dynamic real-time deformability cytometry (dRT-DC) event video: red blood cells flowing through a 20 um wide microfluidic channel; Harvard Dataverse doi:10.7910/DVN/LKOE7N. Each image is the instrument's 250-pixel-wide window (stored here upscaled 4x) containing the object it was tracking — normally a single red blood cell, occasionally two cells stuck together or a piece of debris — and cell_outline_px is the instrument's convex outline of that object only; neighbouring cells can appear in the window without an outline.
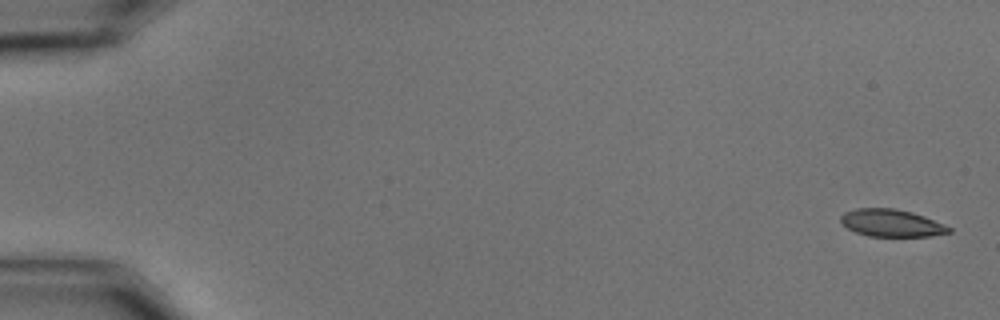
{"species": "common noctule bat (a hibernating species)", "species_latin": "Nyctalus noctula", "temperature_condition": "cold", "stored_images_in_passage": 20, "camera_frame_rate_fps": 3000, "um_per_image_px": 0.085, "animal": {"sex": "male", "body_mass_g": 15.6}, "frame": {"image": 1, "passage_image": 1, "time_ms": 0.0, "image_size_px": [1000, 320], "cell_outline_px": [[952, 232], [928, 236], [868, 236], [856, 232], [848, 228], [840, 220], [840, 216], [844, 212], [856, 208], [896, 208], [912, 212], [924, 216], [944, 224], [952, 228]], "centroid_in_image_um": [75.78, 18.95], "position_along_channel_um": 9.2, "area_um2": 17.22}}
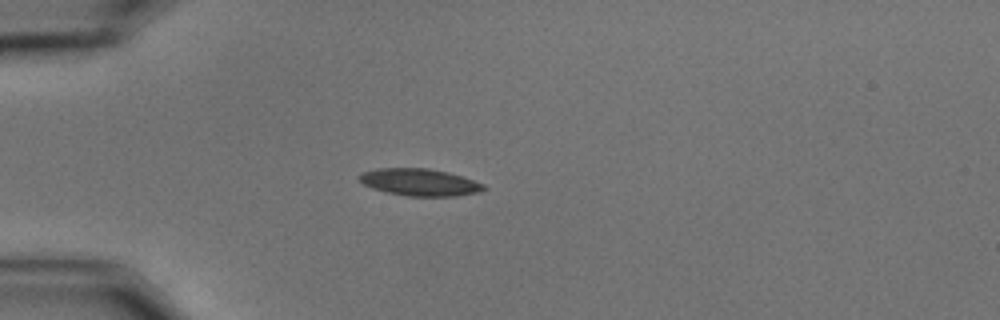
{"frame": {"image": 2, "passage_image": 16, "time_ms": 5.0, "image_size_px": [1000, 320], "cell_outline_px": [[488, 188], [480, 192], [456, 196], [408, 196], [388, 192], [372, 188], [364, 184], [360, 180], [360, 172], [376, 168], [428, 168], [448, 172], [484, 184]], "centroid_in_image_um": [35.68, 15.49], "position_along_channel_um": 49.3, "area_um2": 19.59}}